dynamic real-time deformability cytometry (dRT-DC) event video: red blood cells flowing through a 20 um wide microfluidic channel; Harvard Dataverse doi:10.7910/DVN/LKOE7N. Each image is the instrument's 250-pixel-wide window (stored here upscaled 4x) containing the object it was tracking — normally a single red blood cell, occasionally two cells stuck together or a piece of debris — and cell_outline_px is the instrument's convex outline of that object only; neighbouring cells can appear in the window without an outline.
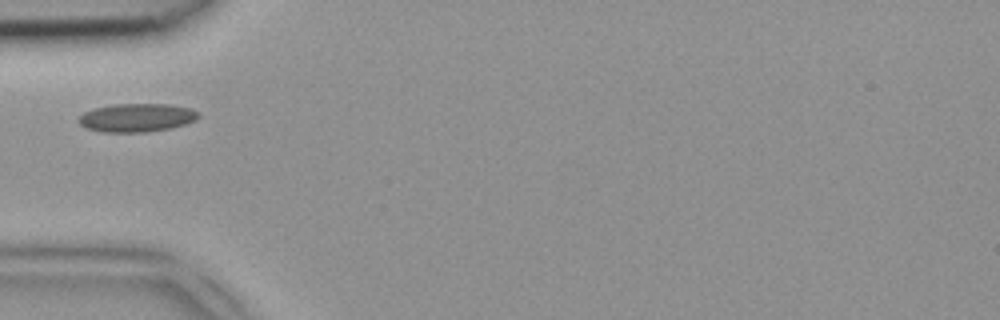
{"species": "common noctule bat (a hibernating species)", "species_latin": "Nyctalus noctula", "temperature_condition": "room temperature", "stored_images_in_passage": 33, "camera_frame_rate_fps": 3000, "um_per_image_px": 0.085, "animal": {"sex": "female", "body_mass_g": 18.4}, "frame": {"image": 1, "passage_image": 1, "time_ms": 0.0, "image_size_px": [1000, 320], "cell_outline_px": [[200, 116], [196, 120], [172, 128], [148, 132], [100, 132], [84, 128], [76, 120], [84, 112], [92, 108], [112, 104], [168, 104], [192, 108], [200, 112]], "centroid_in_image_um": [11.61, 10.0], "position_along_channel_um": 73.4, "area_um2": 20.23}}
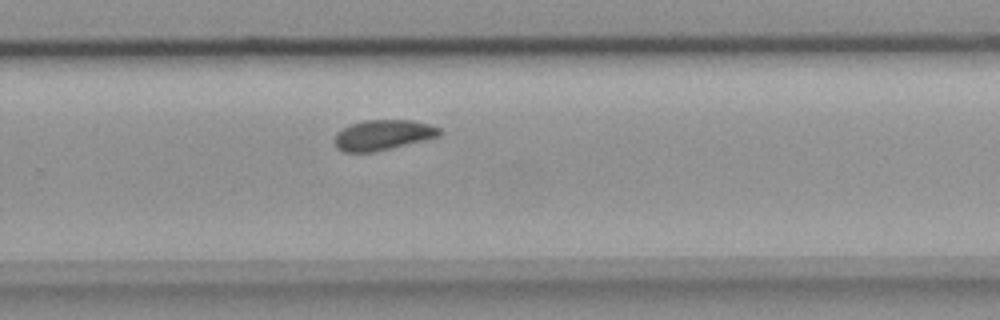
{"frame": {"image": 2, "passage_image": 17, "time_ms": 5.333, "image_size_px": [1000, 320], "cell_outline_px": [[444, 132], [440, 136], [392, 148], [372, 152], [344, 152], [336, 148], [336, 132], [352, 124], [364, 120], [412, 120], [428, 124], [440, 128]], "centroid_in_image_um": [32.58, 11.47], "position_along_channel_um": 297.2, "area_um2": 18.44}}
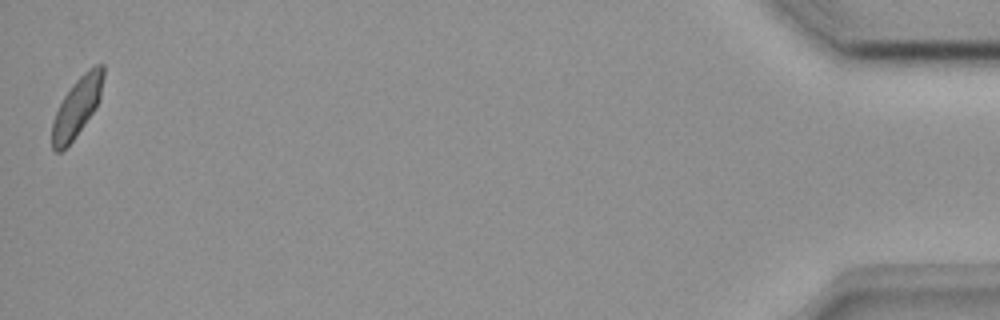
{"frame": {"image": 3, "passage_image": 33, "time_ms": 10.667, "image_size_px": [1000, 320], "cell_outline_px": [[104, 76], [100, 100], [96, 108], [76, 136], [60, 152], [56, 152], [52, 148], [52, 120], [64, 96], [72, 84], [88, 68], [96, 64], [104, 64]], "centroid_in_image_um": [6.56, 9.07], "position_along_channel_um": 428.6, "area_um2": 17.69}}